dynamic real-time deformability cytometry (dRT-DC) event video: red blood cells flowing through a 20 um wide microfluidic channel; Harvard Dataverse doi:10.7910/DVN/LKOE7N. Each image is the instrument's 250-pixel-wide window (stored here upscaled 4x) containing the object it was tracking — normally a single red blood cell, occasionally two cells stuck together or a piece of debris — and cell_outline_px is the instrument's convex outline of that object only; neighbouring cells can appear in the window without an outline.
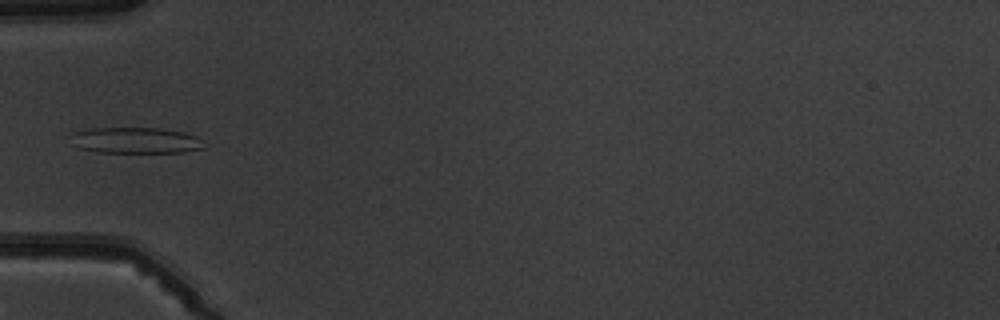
{"species": "common noctule bat (a hibernating species)", "species_latin": "Nyctalus noctula", "temperature_condition": "warm", "stored_images_in_passage": 8, "camera_frame_rate_fps": 3000, "um_per_image_px": 0.085, "animal": {"sex": "male", "body_mass_g": 19.5, "forearm_length_mm": 54.6}, "frame": {"image": 1, "passage_image": 6, "time_ms": 6.0, "image_size_px": [1000, 320], "cell_outline_px": [[204, 148], [184, 152], [96, 152], [80, 148], [72, 132], [88, 128], [160, 128], [184, 132], [196, 136]], "centroid_in_image_um": [11.56, 11.92], "position_along_channel_um": 73.4, "area_um2": 19.77}}
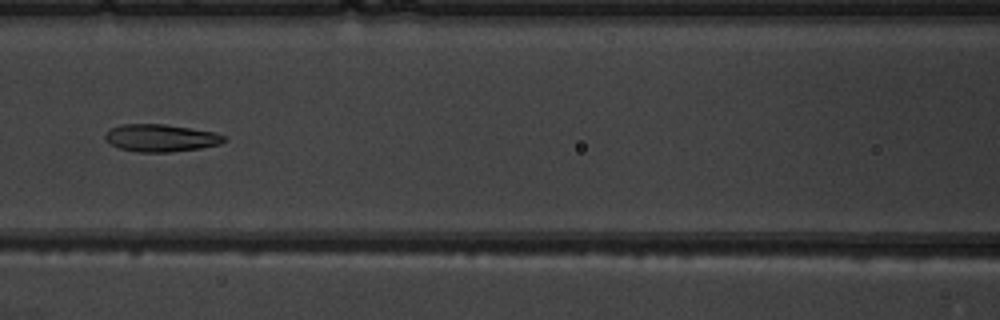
{"frame": {"image": 2, "passage_image": 8, "time_ms": 8.0, "image_size_px": [1000, 320], "cell_outline_px": [[228, 140], [220, 144], [200, 148], [168, 152], [140, 152], [120, 148], [104, 140], [104, 136], [112, 128], [120, 124], [164, 124], [216, 132], [224, 136]], "centroid_in_image_um": [13.69, 11.72], "position_along_channel_um": 152.9, "area_um2": 18.9}}